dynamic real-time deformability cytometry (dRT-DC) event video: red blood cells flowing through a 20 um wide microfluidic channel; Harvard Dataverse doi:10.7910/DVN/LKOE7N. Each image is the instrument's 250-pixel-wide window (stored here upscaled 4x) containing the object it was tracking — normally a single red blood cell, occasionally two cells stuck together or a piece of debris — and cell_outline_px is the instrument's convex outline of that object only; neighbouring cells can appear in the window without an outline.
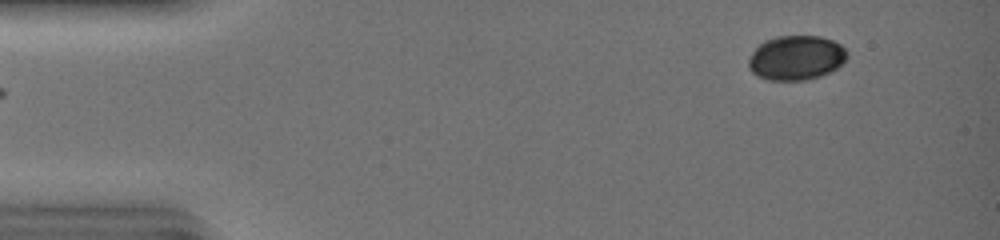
{"species": "common noctule bat (a hibernating species)", "species_latin": "Nyctalus noctula", "temperature_condition": "warm", "stored_images_in_passage": 9, "camera_frame_rate_fps": 3000, "um_per_image_px": 0.085, "animal": {"sex": "female", "body_mass_g": 19.0, "forearm_length_mm": 51.5}, "frame": {"image": 1, "passage_image": 1, "time_ms": 0.0, "image_size_px": [1000, 240], "cell_outline_px": [[848, 56], [836, 68], [820, 76], [808, 80], [768, 80], [752, 72], [748, 68], [748, 60], [752, 52], [764, 40], [776, 36], [820, 36], [832, 40], [840, 44], [848, 52]], "centroid_in_image_um": [67.66, 4.9], "position_along_channel_um": 17.3, "area_um2": 25.55}}